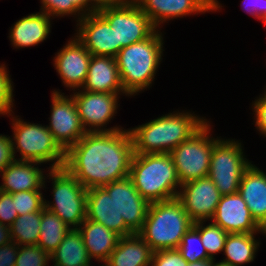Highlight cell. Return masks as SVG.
<instances>
[{
	"instance_id": "6da1fadb",
	"label": "cell",
	"mask_w": 266,
	"mask_h": 266,
	"mask_svg": "<svg viewBox=\"0 0 266 266\" xmlns=\"http://www.w3.org/2000/svg\"><path fill=\"white\" fill-rule=\"evenodd\" d=\"M133 155L129 129L87 132L65 151L63 167L88 190L128 177Z\"/></svg>"
},
{
	"instance_id": "7a4b0ae2",
	"label": "cell",
	"mask_w": 266,
	"mask_h": 266,
	"mask_svg": "<svg viewBox=\"0 0 266 266\" xmlns=\"http://www.w3.org/2000/svg\"><path fill=\"white\" fill-rule=\"evenodd\" d=\"M207 119L191 112H174L129 129L134 154L170 153L197 132Z\"/></svg>"
},
{
	"instance_id": "3957f363",
	"label": "cell",
	"mask_w": 266,
	"mask_h": 266,
	"mask_svg": "<svg viewBox=\"0 0 266 266\" xmlns=\"http://www.w3.org/2000/svg\"><path fill=\"white\" fill-rule=\"evenodd\" d=\"M162 32L156 29L148 38L123 47L115 57L126 96L151 87L163 56Z\"/></svg>"
},
{
	"instance_id": "277c9868",
	"label": "cell",
	"mask_w": 266,
	"mask_h": 266,
	"mask_svg": "<svg viewBox=\"0 0 266 266\" xmlns=\"http://www.w3.org/2000/svg\"><path fill=\"white\" fill-rule=\"evenodd\" d=\"M129 177L149 203L177 198L181 187L170 153L134 154Z\"/></svg>"
},
{
	"instance_id": "5b68a950",
	"label": "cell",
	"mask_w": 266,
	"mask_h": 266,
	"mask_svg": "<svg viewBox=\"0 0 266 266\" xmlns=\"http://www.w3.org/2000/svg\"><path fill=\"white\" fill-rule=\"evenodd\" d=\"M194 225L177 199L150 203L142 230L138 233L153 252L178 249L184 234Z\"/></svg>"
},
{
	"instance_id": "8992f818",
	"label": "cell",
	"mask_w": 266,
	"mask_h": 266,
	"mask_svg": "<svg viewBox=\"0 0 266 266\" xmlns=\"http://www.w3.org/2000/svg\"><path fill=\"white\" fill-rule=\"evenodd\" d=\"M12 117V152L20 161L47 163L54 162L48 169L64 166L65 150L54 139L53 134L42 124L27 123L21 118ZM16 149V150H15ZM19 152L21 158H15Z\"/></svg>"
},
{
	"instance_id": "52a82bcc",
	"label": "cell",
	"mask_w": 266,
	"mask_h": 266,
	"mask_svg": "<svg viewBox=\"0 0 266 266\" xmlns=\"http://www.w3.org/2000/svg\"><path fill=\"white\" fill-rule=\"evenodd\" d=\"M49 170L54 201L44 199V207L70 228H78L86 219L87 189L64 167Z\"/></svg>"
},
{
	"instance_id": "ba28073f",
	"label": "cell",
	"mask_w": 266,
	"mask_h": 266,
	"mask_svg": "<svg viewBox=\"0 0 266 266\" xmlns=\"http://www.w3.org/2000/svg\"><path fill=\"white\" fill-rule=\"evenodd\" d=\"M208 122L170 152L181 185L209 175L213 146L219 138L210 136Z\"/></svg>"
},
{
	"instance_id": "9c48e42d",
	"label": "cell",
	"mask_w": 266,
	"mask_h": 266,
	"mask_svg": "<svg viewBox=\"0 0 266 266\" xmlns=\"http://www.w3.org/2000/svg\"><path fill=\"white\" fill-rule=\"evenodd\" d=\"M241 142L219 139L214 143L209 177L221 195L237 193L245 169L251 164L243 154Z\"/></svg>"
},
{
	"instance_id": "30bf717a",
	"label": "cell",
	"mask_w": 266,
	"mask_h": 266,
	"mask_svg": "<svg viewBox=\"0 0 266 266\" xmlns=\"http://www.w3.org/2000/svg\"><path fill=\"white\" fill-rule=\"evenodd\" d=\"M97 11L114 29L117 55L123 47L148 38L157 29L134 0L103 6Z\"/></svg>"
},
{
	"instance_id": "8fae6325",
	"label": "cell",
	"mask_w": 266,
	"mask_h": 266,
	"mask_svg": "<svg viewBox=\"0 0 266 266\" xmlns=\"http://www.w3.org/2000/svg\"><path fill=\"white\" fill-rule=\"evenodd\" d=\"M119 94L126 95V93H101L86 90L73 92L72 96L78 115L86 132H112L122 129L117 125L105 128L117 113Z\"/></svg>"
},
{
	"instance_id": "7c38bea8",
	"label": "cell",
	"mask_w": 266,
	"mask_h": 266,
	"mask_svg": "<svg viewBox=\"0 0 266 266\" xmlns=\"http://www.w3.org/2000/svg\"><path fill=\"white\" fill-rule=\"evenodd\" d=\"M64 95V93L56 90L52 92V109L47 128L53 134L54 139L66 151L87 132L78 115L73 96Z\"/></svg>"
},
{
	"instance_id": "4fadbf2b",
	"label": "cell",
	"mask_w": 266,
	"mask_h": 266,
	"mask_svg": "<svg viewBox=\"0 0 266 266\" xmlns=\"http://www.w3.org/2000/svg\"><path fill=\"white\" fill-rule=\"evenodd\" d=\"M221 196L212 179L207 176L181 185L177 199L188 216L197 222L213 218Z\"/></svg>"
},
{
	"instance_id": "5bb4252c",
	"label": "cell",
	"mask_w": 266,
	"mask_h": 266,
	"mask_svg": "<svg viewBox=\"0 0 266 266\" xmlns=\"http://www.w3.org/2000/svg\"><path fill=\"white\" fill-rule=\"evenodd\" d=\"M103 188L113 197L117 212L123 217L125 225L133 233H139L144 226L150 203L139 194L131 178L128 176Z\"/></svg>"
},
{
	"instance_id": "9a60e30c",
	"label": "cell",
	"mask_w": 266,
	"mask_h": 266,
	"mask_svg": "<svg viewBox=\"0 0 266 266\" xmlns=\"http://www.w3.org/2000/svg\"><path fill=\"white\" fill-rule=\"evenodd\" d=\"M158 29L163 22L178 17L217 11L221 5L217 0H134Z\"/></svg>"
},
{
	"instance_id": "2e32d148",
	"label": "cell",
	"mask_w": 266,
	"mask_h": 266,
	"mask_svg": "<svg viewBox=\"0 0 266 266\" xmlns=\"http://www.w3.org/2000/svg\"><path fill=\"white\" fill-rule=\"evenodd\" d=\"M74 37L54 57L56 72L64 86L73 91L80 90L84 85L92 56L77 37Z\"/></svg>"
},
{
	"instance_id": "e0dca14e",
	"label": "cell",
	"mask_w": 266,
	"mask_h": 266,
	"mask_svg": "<svg viewBox=\"0 0 266 266\" xmlns=\"http://www.w3.org/2000/svg\"><path fill=\"white\" fill-rule=\"evenodd\" d=\"M77 39L91 55L117 56V44L114 29L98 12L85 15L76 25Z\"/></svg>"
},
{
	"instance_id": "ac0fdd59",
	"label": "cell",
	"mask_w": 266,
	"mask_h": 266,
	"mask_svg": "<svg viewBox=\"0 0 266 266\" xmlns=\"http://www.w3.org/2000/svg\"><path fill=\"white\" fill-rule=\"evenodd\" d=\"M211 221L227 233L261 232L239 192L221 196Z\"/></svg>"
},
{
	"instance_id": "d6986e66",
	"label": "cell",
	"mask_w": 266,
	"mask_h": 266,
	"mask_svg": "<svg viewBox=\"0 0 266 266\" xmlns=\"http://www.w3.org/2000/svg\"><path fill=\"white\" fill-rule=\"evenodd\" d=\"M86 219L101 223L121 237L134 234L119 216L113 197L103 187L87 190Z\"/></svg>"
},
{
	"instance_id": "ffe728a7",
	"label": "cell",
	"mask_w": 266,
	"mask_h": 266,
	"mask_svg": "<svg viewBox=\"0 0 266 266\" xmlns=\"http://www.w3.org/2000/svg\"><path fill=\"white\" fill-rule=\"evenodd\" d=\"M40 163L14 159L0 174V191L13 194L20 191L41 190L45 187L44 172L38 168ZM37 166V167H36Z\"/></svg>"
},
{
	"instance_id": "44dd1931",
	"label": "cell",
	"mask_w": 266,
	"mask_h": 266,
	"mask_svg": "<svg viewBox=\"0 0 266 266\" xmlns=\"http://www.w3.org/2000/svg\"><path fill=\"white\" fill-rule=\"evenodd\" d=\"M238 192L262 228L266 223V173L250 164L243 172Z\"/></svg>"
},
{
	"instance_id": "7402d4cb",
	"label": "cell",
	"mask_w": 266,
	"mask_h": 266,
	"mask_svg": "<svg viewBox=\"0 0 266 266\" xmlns=\"http://www.w3.org/2000/svg\"><path fill=\"white\" fill-rule=\"evenodd\" d=\"M81 89L88 92L125 93L116 58L92 55L87 77Z\"/></svg>"
},
{
	"instance_id": "603a6c76",
	"label": "cell",
	"mask_w": 266,
	"mask_h": 266,
	"mask_svg": "<svg viewBox=\"0 0 266 266\" xmlns=\"http://www.w3.org/2000/svg\"><path fill=\"white\" fill-rule=\"evenodd\" d=\"M51 16L45 12L32 13L19 19L10 28L9 40L15 48L36 46L51 32Z\"/></svg>"
},
{
	"instance_id": "cb8c5ba5",
	"label": "cell",
	"mask_w": 266,
	"mask_h": 266,
	"mask_svg": "<svg viewBox=\"0 0 266 266\" xmlns=\"http://www.w3.org/2000/svg\"><path fill=\"white\" fill-rule=\"evenodd\" d=\"M90 259L105 263L116 248L120 235L107 229L101 223L85 219L78 227Z\"/></svg>"
},
{
	"instance_id": "d4e9b609",
	"label": "cell",
	"mask_w": 266,
	"mask_h": 266,
	"mask_svg": "<svg viewBox=\"0 0 266 266\" xmlns=\"http://www.w3.org/2000/svg\"><path fill=\"white\" fill-rule=\"evenodd\" d=\"M153 250L138 234L120 237L105 266H150Z\"/></svg>"
},
{
	"instance_id": "484cf974",
	"label": "cell",
	"mask_w": 266,
	"mask_h": 266,
	"mask_svg": "<svg viewBox=\"0 0 266 266\" xmlns=\"http://www.w3.org/2000/svg\"><path fill=\"white\" fill-rule=\"evenodd\" d=\"M50 259L56 266H90L91 259L78 228H71L66 233Z\"/></svg>"
},
{
	"instance_id": "4316f807",
	"label": "cell",
	"mask_w": 266,
	"mask_h": 266,
	"mask_svg": "<svg viewBox=\"0 0 266 266\" xmlns=\"http://www.w3.org/2000/svg\"><path fill=\"white\" fill-rule=\"evenodd\" d=\"M257 233H228L224 245L225 259L229 266H242L253 262L260 242L255 239Z\"/></svg>"
},
{
	"instance_id": "83f0119b",
	"label": "cell",
	"mask_w": 266,
	"mask_h": 266,
	"mask_svg": "<svg viewBox=\"0 0 266 266\" xmlns=\"http://www.w3.org/2000/svg\"><path fill=\"white\" fill-rule=\"evenodd\" d=\"M70 229L56 214L44 207L42 209L40 234L37 245L47 254L52 255Z\"/></svg>"
},
{
	"instance_id": "f1b7e54d",
	"label": "cell",
	"mask_w": 266,
	"mask_h": 266,
	"mask_svg": "<svg viewBox=\"0 0 266 266\" xmlns=\"http://www.w3.org/2000/svg\"><path fill=\"white\" fill-rule=\"evenodd\" d=\"M42 210L18 216L9 227L10 239L18 245H37Z\"/></svg>"
},
{
	"instance_id": "f546056e",
	"label": "cell",
	"mask_w": 266,
	"mask_h": 266,
	"mask_svg": "<svg viewBox=\"0 0 266 266\" xmlns=\"http://www.w3.org/2000/svg\"><path fill=\"white\" fill-rule=\"evenodd\" d=\"M178 250L188 263L210 259L201 241L200 221L194 222V225L184 234Z\"/></svg>"
},
{
	"instance_id": "4dcf8cb0",
	"label": "cell",
	"mask_w": 266,
	"mask_h": 266,
	"mask_svg": "<svg viewBox=\"0 0 266 266\" xmlns=\"http://www.w3.org/2000/svg\"><path fill=\"white\" fill-rule=\"evenodd\" d=\"M204 222L205 221H200L201 241L206 249L208 257L215 260V254L224 251V245L228 233L213 222L206 226L204 225Z\"/></svg>"
},
{
	"instance_id": "1f68e13d",
	"label": "cell",
	"mask_w": 266,
	"mask_h": 266,
	"mask_svg": "<svg viewBox=\"0 0 266 266\" xmlns=\"http://www.w3.org/2000/svg\"><path fill=\"white\" fill-rule=\"evenodd\" d=\"M12 197L18 216L41 211L44 208L41 190L15 192Z\"/></svg>"
},
{
	"instance_id": "d6a6232c",
	"label": "cell",
	"mask_w": 266,
	"mask_h": 266,
	"mask_svg": "<svg viewBox=\"0 0 266 266\" xmlns=\"http://www.w3.org/2000/svg\"><path fill=\"white\" fill-rule=\"evenodd\" d=\"M49 261L50 255L38 245H18L15 266H48Z\"/></svg>"
},
{
	"instance_id": "836d02e7",
	"label": "cell",
	"mask_w": 266,
	"mask_h": 266,
	"mask_svg": "<svg viewBox=\"0 0 266 266\" xmlns=\"http://www.w3.org/2000/svg\"><path fill=\"white\" fill-rule=\"evenodd\" d=\"M13 82L5 64L0 65V115L11 116L13 108Z\"/></svg>"
},
{
	"instance_id": "e575fe53",
	"label": "cell",
	"mask_w": 266,
	"mask_h": 266,
	"mask_svg": "<svg viewBox=\"0 0 266 266\" xmlns=\"http://www.w3.org/2000/svg\"><path fill=\"white\" fill-rule=\"evenodd\" d=\"M187 261L178 249L153 252L150 266H187Z\"/></svg>"
},
{
	"instance_id": "d590c367",
	"label": "cell",
	"mask_w": 266,
	"mask_h": 266,
	"mask_svg": "<svg viewBox=\"0 0 266 266\" xmlns=\"http://www.w3.org/2000/svg\"><path fill=\"white\" fill-rule=\"evenodd\" d=\"M17 217L12 194L0 191V224L10 227Z\"/></svg>"
},
{
	"instance_id": "8d00e7d4",
	"label": "cell",
	"mask_w": 266,
	"mask_h": 266,
	"mask_svg": "<svg viewBox=\"0 0 266 266\" xmlns=\"http://www.w3.org/2000/svg\"><path fill=\"white\" fill-rule=\"evenodd\" d=\"M252 106L256 128L266 137V93L254 101Z\"/></svg>"
},
{
	"instance_id": "74e56055",
	"label": "cell",
	"mask_w": 266,
	"mask_h": 266,
	"mask_svg": "<svg viewBox=\"0 0 266 266\" xmlns=\"http://www.w3.org/2000/svg\"><path fill=\"white\" fill-rule=\"evenodd\" d=\"M97 8L89 0H68V15L77 16L79 22L85 15L94 13Z\"/></svg>"
},
{
	"instance_id": "f35d334b",
	"label": "cell",
	"mask_w": 266,
	"mask_h": 266,
	"mask_svg": "<svg viewBox=\"0 0 266 266\" xmlns=\"http://www.w3.org/2000/svg\"><path fill=\"white\" fill-rule=\"evenodd\" d=\"M41 4L40 11L53 18L68 16V0H41Z\"/></svg>"
},
{
	"instance_id": "ab89813d",
	"label": "cell",
	"mask_w": 266,
	"mask_h": 266,
	"mask_svg": "<svg viewBox=\"0 0 266 266\" xmlns=\"http://www.w3.org/2000/svg\"><path fill=\"white\" fill-rule=\"evenodd\" d=\"M14 160L12 141L6 135H0V173Z\"/></svg>"
},
{
	"instance_id": "60d3db41",
	"label": "cell",
	"mask_w": 266,
	"mask_h": 266,
	"mask_svg": "<svg viewBox=\"0 0 266 266\" xmlns=\"http://www.w3.org/2000/svg\"><path fill=\"white\" fill-rule=\"evenodd\" d=\"M18 254V244L10 241L6 245L0 246V266H15Z\"/></svg>"
},
{
	"instance_id": "b9f144b4",
	"label": "cell",
	"mask_w": 266,
	"mask_h": 266,
	"mask_svg": "<svg viewBox=\"0 0 266 266\" xmlns=\"http://www.w3.org/2000/svg\"><path fill=\"white\" fill-rule=\"evenodd\" d=\"M242 4L245 11L258 20L266 10V0H243Z\"/></svg>"
},
{
	"instance_id": "7bdbcfd3",
	"label": "cell",
	"mask_w": 266,
	"mask_h": 266,
	"mask_svg": "<svg viewBox=\"0 0 266 266\" xmlns=\"http://www.w3.org/2000/svg\"><path fill=\"white\" fill-rule=\"evenodd\" d=\"M11 241L9 227L0 224V246L6 245Z\"/></svg>"
},
{
	"instance_id": "ee69618b",
	"label": "cell",
	"mask_w": 266,
	"mask_h": 266,
	"mask_svg": "<svg viewBox=\"0 0 266 266\" xmlns=\"http://www.w3.org/2000/svg\"><path fill=\"white\" fill-rule=\"evenodd\" d=\"M97 9L103 6L115 5L125 2L126 0H89Z\"/></svg>"
},
{
	"instance_id": "f6af8a7d",
	"label": "cell",
	"mask_w": 266,
	"mask_h": 266,
	"mask_svg": "<svg viewBox=\"0 0 266 266\" xmlns=\"http://www.w3.org/2000/svg\"><path fill=\"white\" fill-rule=\"evenodd\" d=\"M213 261H216V260L206 259L202 261L187 263V266H212Z\"/></svg>"
},
{
	"instance_id": "bcb514c9",
	"label": "cell",
	"mask_w": 266,
	"mask_h": 266,
	"mask_svg": "<svg viewBox=\"0 0 266 266\" xmlns=\"http://www.w3.org/2000/svg\"><path fill=\"white\" fill-rule=\"evenodd\" d=\"M212 266H229V265H227L225 263H222L220 261L219 262H216V263L213 261Z\"/></svg>"
},
{
	"instance_id": "7dc6e473",
	"label": "cell",
	"mask_w": 266,
	"mask_h": 266,
	"mask_svg": "<svg viewBox=\"0 0 266 266\" xmlns=\"http://www.w3.org/2000/svg\"><path fill=\"white\" fill-rule=\"evenodd\" d=\"M260 20H262L264 22V24L266 25V10L265 12L260 16Z\"/></svg>"
},
{
	"instance_id": "c3c4849f",
	"label": "cell",
	"mask_w": 266,
	"mask_h": 266,
	"mask_svg": "<svg viewBox=\"0 0 266 266\" xmlns=\"http://www.w3.org/2000/svg\"><path fill=\"white\" fill-rule=\"evenodd\" d=\"M261 233L266 235V223L261 228Z\"/></svg>"
}]
</instances>
